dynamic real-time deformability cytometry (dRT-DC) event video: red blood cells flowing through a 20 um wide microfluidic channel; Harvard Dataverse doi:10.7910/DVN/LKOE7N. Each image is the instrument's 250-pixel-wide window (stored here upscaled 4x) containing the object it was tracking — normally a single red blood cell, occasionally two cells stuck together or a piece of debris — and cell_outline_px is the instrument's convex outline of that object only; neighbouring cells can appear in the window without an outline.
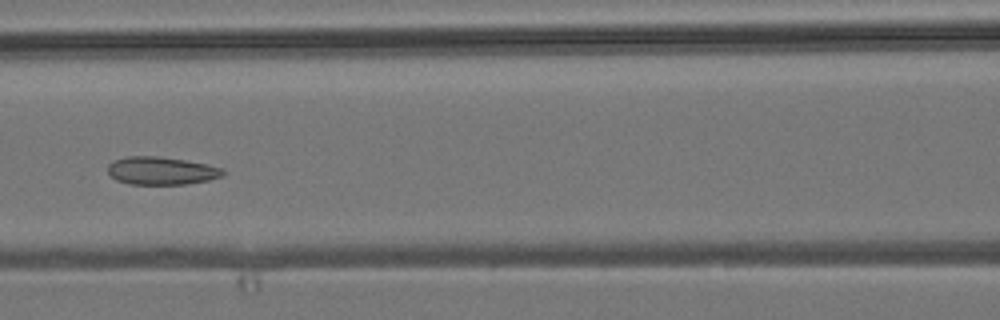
{"species": "common noctule bat (a hibernating species)", "species_latin": "Nyctalus noctula", "temperature_condition": "room temperature", "stored_images_in_passage": 7, "camera_frame_rate_fps": 3000, "um_per_image_px": 0.085, "animal": {"sex": "male", "body_mass_g": 19.2, "forearm_length_mm": 51.8}, "frame": {"image": 1, "passage_image": 7, "time_ms": 7.0, "image_size_px": [1000, 320], "cell_outline_px": [[224, 176], [208, 180], [184, 184], [128, 184], [116, 180], [108, 172], [108, 164], [112, 160], [128, 156], [160, 156], [208, 164], [224, 168]], "centroid_in_image_um": [13.72, 14.51], "position_along_channel_um": 152.9, "area_um2": 18.84}}